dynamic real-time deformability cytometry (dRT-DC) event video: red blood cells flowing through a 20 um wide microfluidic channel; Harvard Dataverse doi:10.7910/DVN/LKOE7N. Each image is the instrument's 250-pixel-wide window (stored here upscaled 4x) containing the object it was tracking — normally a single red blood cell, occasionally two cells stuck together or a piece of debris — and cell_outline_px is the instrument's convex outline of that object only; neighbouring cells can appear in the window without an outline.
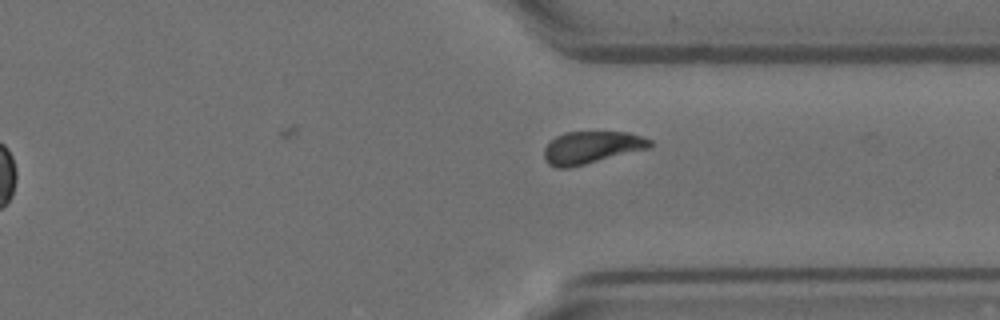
{"species": "Egyptian fruit bat (a non-hibernating species)", "species_latin": "Rousettus aegyptiacus", "temperature_condition": "room temperature", "stored_images_in_passage": 15, "camera_frame_rate_fps": 3000, "um_per_image_px": 0.085, "animal": {"sex": "female"}, "frame": {"image": 1, "passage_image": 12, "time_ms": 3.667, "image_size_px": [1000, 320], "cell_outline_px": [[652, 148], [568, 168], [556, 168], [548, 164], [544, 156], [544, 148], [556, 136], [564, 132], [628, 132], [652, 140]], "centroid_in_image_um": [50.3, 12.54], "position_along_channel_um": 361.1, "area_um2": 20.0}}
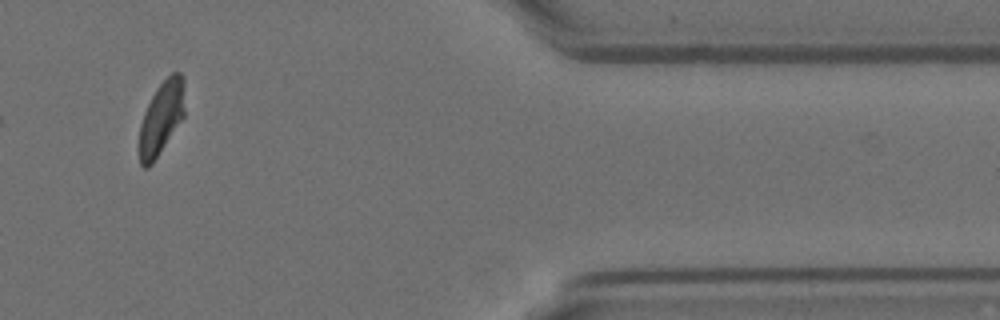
{"frame": {"image": 2, "passage_image": 13, "time_ms": 4.0, "image_size_px": [1000, 320], "cell_outline_px": [[184, 116], [152, 164], [148, 168], [144, 168], [140, 164], [140, 124], [144, 112], [156, 88], [172, 72], [180, 72], [184, 76]], "centroid_in_image_um": [13.73, 9.99], "position_along_channel_um": 397.7, "area_um2": 19.19}}